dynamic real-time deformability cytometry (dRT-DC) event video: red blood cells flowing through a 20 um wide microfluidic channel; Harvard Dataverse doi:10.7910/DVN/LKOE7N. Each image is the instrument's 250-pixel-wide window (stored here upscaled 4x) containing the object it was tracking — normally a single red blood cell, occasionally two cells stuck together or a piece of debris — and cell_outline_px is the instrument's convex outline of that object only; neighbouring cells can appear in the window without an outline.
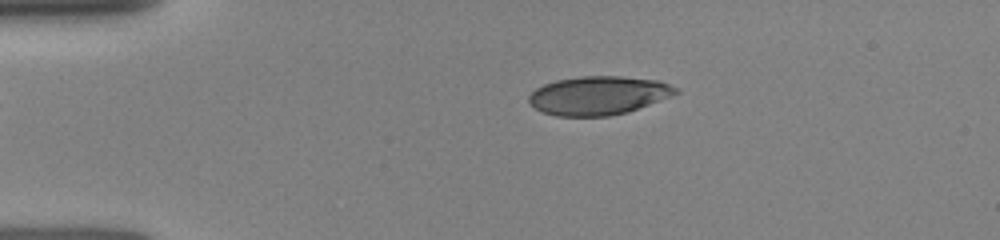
{"species": "human", "species_latin": "Homo sapiens", "temperature_condition": "room temperature", "stored_images_in_passage": 12, "camera_frame_rate_fps": 3000, "um_per_image_px": 0.085, "donor": {"sex": "female"}, "frame": {"image": 1, "passage_image": 7, "time_ms": 3.0, "image_size_px": [1000, 240], "cell_outline_px": [[680, 92], [628, 112], [608, 116], [556, 116], [544, 112], [536, 108], [528, 100], [528, 96], [536, 88], [544, 84], [556, 80], [580, 76], [620, 76], [660, 80], [676, 88]], "centroid_in_image_um": [50.86, 8.11], "position_along_channel_um": 34.1, "area_um2": 32.89}}